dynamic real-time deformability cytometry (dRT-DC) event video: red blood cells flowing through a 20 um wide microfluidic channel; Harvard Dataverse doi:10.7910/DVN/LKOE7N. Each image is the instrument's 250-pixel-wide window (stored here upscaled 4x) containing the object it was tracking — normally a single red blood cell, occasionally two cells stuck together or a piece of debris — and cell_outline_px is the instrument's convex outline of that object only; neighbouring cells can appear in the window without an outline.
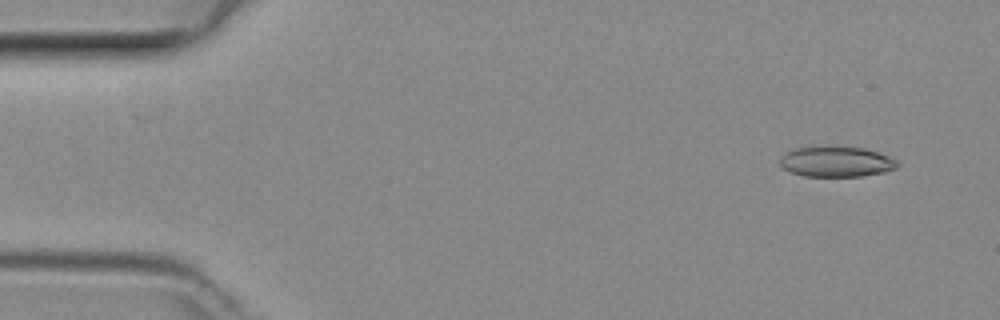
{"species": "common noctule bat (a hibernating species)", "species_latin": "Nyctalus noctula", "temperature_condition": "room temperature", "stored_images_in_passage": 46, "camera_frame_rate_fps": 3000, "um_per_image_px": 0.085, "animal": {"sex": "female", "body_mass_g": 29.2, "forearm_length_mm": 56.3}, "frame": {"image": 1, "passage_image": 4, "time_ms": 1.0, "image_size_px": [1000, 320], "cell_outline_px": [[900, 164], [896, 168], [884, 172], [860, 176], [804, 176], [792, 172], [784, 168], [780, 164], [780, 156], [796, 148], [828, 144], [832, 144], [864, 148], [888, 156], [896, 160]], "centroid_in_image_um": [71.08, 13.71], "position_along_channel_um": 13.9, "area_um2": 21.21}}
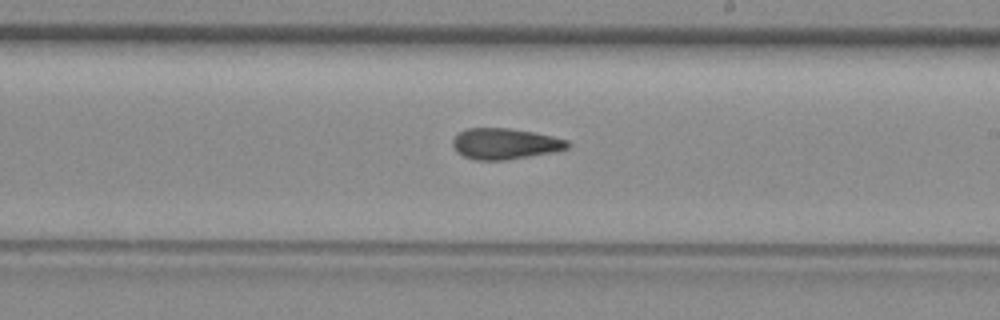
{"frame": {"image": 2, "passage_image": 28, "time_ms": 9.0, "image_size_px": [1000, 320], "cell_outline_px": [[572, 144], [568, 148], [552, 152], [504, 160], [476, 160], [464, 156], [456, 152], [452, 144], [452, 140], [460, 132], [468, 128], [508, 128], [532, 132], [552, 136], [568, 140]], "centroid_in_image_um": [42.92, 12.22], "position_along_channel_um": 246.1, "area_um2": 20.58}}
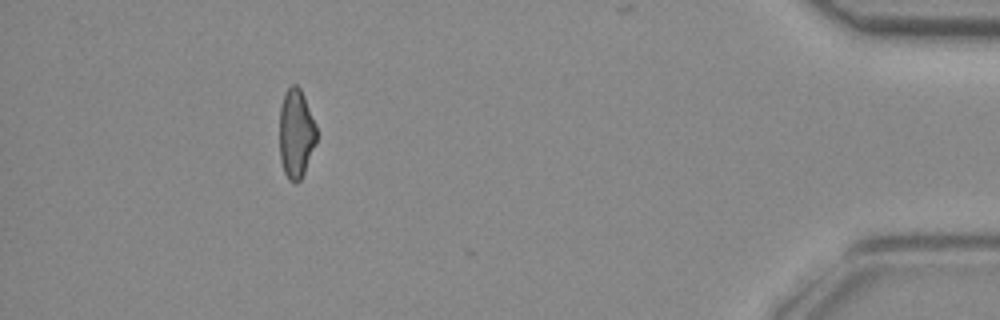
{"frame": {"image": 3, "passage_image": 44, "time_ms": 14.333, "image_size_px": [1000, 320], "cell_outline_px": [[316, 144], [304, 172], [300, 180], [296, 184], [288, 180], [284, 172], [280, 160], [280, 104], [288, 88], [292, 84], [296, 84], [300, 88], [304, 96], [316, 124]], "centroid_in_image_um": [25.16, 11.37], "position_along_channel_um": 410.0, "area_um2": 19.31}}